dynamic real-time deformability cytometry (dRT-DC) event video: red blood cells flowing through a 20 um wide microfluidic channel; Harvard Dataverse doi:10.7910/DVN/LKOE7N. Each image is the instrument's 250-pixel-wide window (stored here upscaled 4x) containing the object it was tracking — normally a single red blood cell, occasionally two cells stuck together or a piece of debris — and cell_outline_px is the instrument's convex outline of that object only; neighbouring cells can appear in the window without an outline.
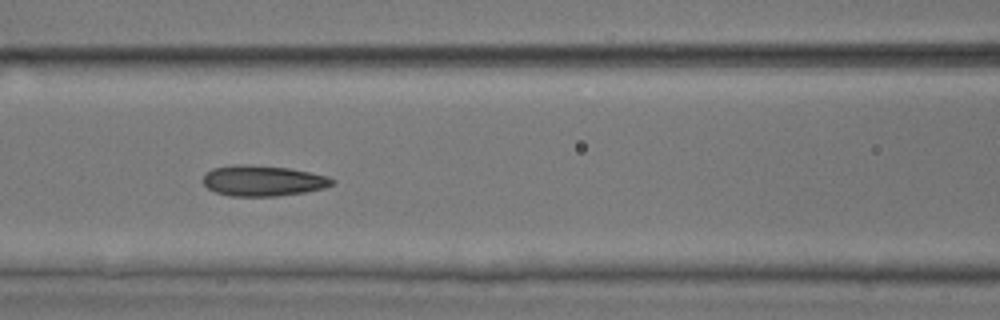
{"species": "common noctule bat (a hibernating species)", "species_latin": "Nyctalus noctula", "temperature_condition": "room temperature", "stored_images_in_passage": 52, "camera_frame_rate_fps": 3000, "um_per_image_px": 0.085, "animal": {"sex": "male", "body_mass_g": 17.9, "forearm_length_mm": 54.2}, "frame": {"image": 1, "passage_image": 23, "time_ms": 7.333, "image_size_px": [1000, 320], "cell_outline_px": [[336, 180], [332, 184], [324, 188], [304, 192], [276, 196], [228, 196], [216, 192], [208, 188], [200, 180], [212, 168], [232, 164], [248, 164], [288, 168], [328, 176]], "centroid_in_image_um": [22.31, 15.36], "position_along_channel_um": 144.3, "area_um2": 23.12}}
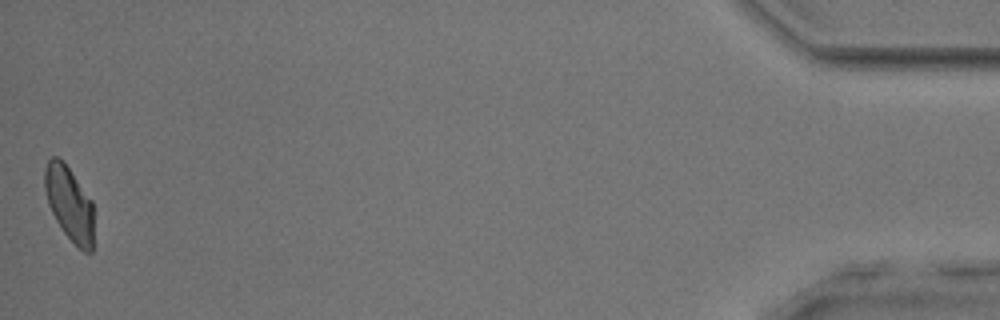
{"frame": {"image": 2, "passage_image": 52, "time_ms": 17.0, "image_size_px": [1000, 320], "cell_outline_px": [[92, 252], [84, 252], [64, 232], [56, 220], [48, 204], [44, 188], [44, 168], [48, 160], [52, 156], [56, 156], [68, 168], [92, 200]], "centroid_in_image_um": [5.87, 17.28], "position_along_channel_um": 429.3, "area_um2": 20.75}, "authors_computed_cell_mechanics": {"area_um2": 22.5998, "velocity_mm_per_s": 3.9113, "shape_relaxation_time_tau1_ms": 3.6384, "shape_relaxation_time_tau2_ms": 1.7412, "deformation_change_tau1": 0.1128, "deformation_change_tau2": 0.0761}}